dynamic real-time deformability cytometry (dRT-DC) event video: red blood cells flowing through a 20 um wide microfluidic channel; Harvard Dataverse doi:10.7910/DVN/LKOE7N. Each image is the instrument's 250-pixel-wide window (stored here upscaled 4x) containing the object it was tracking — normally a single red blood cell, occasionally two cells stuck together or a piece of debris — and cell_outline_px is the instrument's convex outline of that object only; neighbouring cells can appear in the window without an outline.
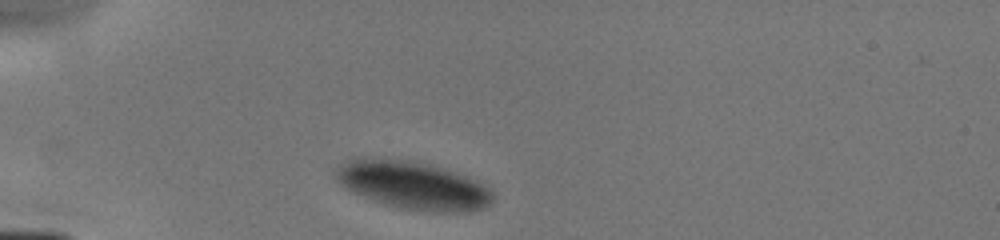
{"species": "human", "species_latin": "Homo sapiens", "temperature_condition": "cold", "stored_images_in_passage": 2, "camera_frame_rate_fps": 3000, "um_per_image_px": 0.085, "donor": {"sex": "male"}, "frame": {"image": 1, "passage_image": 1, "time_ms": 0.0, "image_size_px": [1000, 240], "cell_outline_px": [[492, 200], [484, 208], [464, 212], [432, 212], [400, 208], [384, 204], [372, 200], [352, 192], [344, 188], [336, 180], [336, 168], [352, 160], [372, 156], [408, 160], [452, 172], [476, 180], [484, 184], [492, 192]], "centroid_in_image_um": [35.07, 15.76], "position_along_channel_um": 49.9, "area_um2": 43.41}}